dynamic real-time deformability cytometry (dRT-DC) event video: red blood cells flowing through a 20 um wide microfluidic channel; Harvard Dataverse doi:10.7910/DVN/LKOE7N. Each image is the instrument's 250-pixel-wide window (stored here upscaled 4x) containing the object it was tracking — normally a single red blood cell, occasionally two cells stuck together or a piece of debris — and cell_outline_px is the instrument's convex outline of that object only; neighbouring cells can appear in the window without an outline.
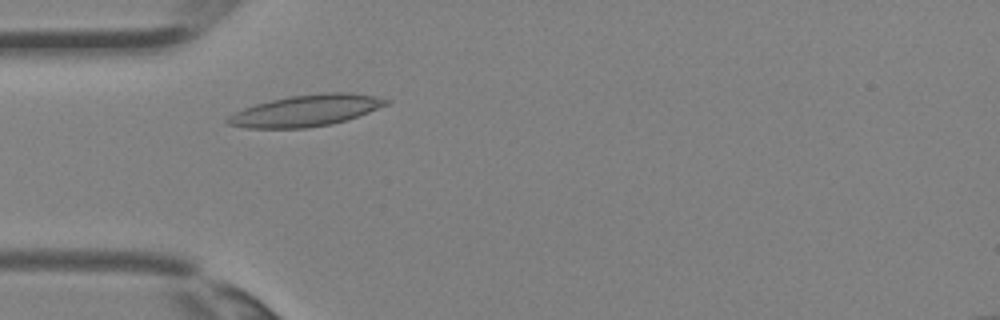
{"species": "Egyptian fruit bat (a non-hibernating species)", "species_latin": "Rousettus aegyptiacus", "temperature_condition": "room temperature", "stored_images_in_passage": 2, "camera_frame_rate_fps": 3000, "um_per_image_px": 0.085, "animal": {"sex": "female"}, "frame": {"image": 1, "passage_image": 2, "time_ms": 0.333, "image_size_px": [1000, 320], "cell_outline_px": [[392, 100], [388, 104], [368, 112], [332, 124], [308, 128], [248, 128], [228, 124], [224, 120], [228, 116], [244, 108], [256, 104], [288, 96], [324, 92], [348, 92], [372, 96]], "centroid_in_image_um": [25.99, 9.4], "position_along_channel_um": 59.0, "area_um2": 28.78}}